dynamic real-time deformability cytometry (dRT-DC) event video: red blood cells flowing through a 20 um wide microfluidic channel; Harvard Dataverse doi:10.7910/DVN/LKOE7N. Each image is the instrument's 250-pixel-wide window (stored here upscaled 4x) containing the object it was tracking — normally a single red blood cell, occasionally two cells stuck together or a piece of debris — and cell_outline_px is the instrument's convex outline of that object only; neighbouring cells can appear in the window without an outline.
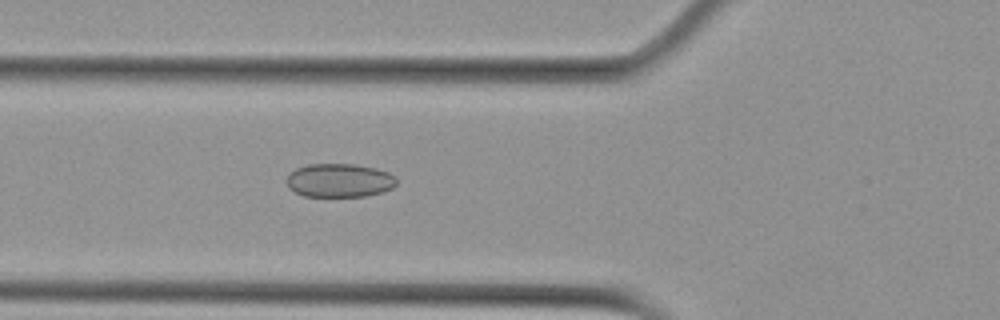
{"species": "Egyptian fruit bat (a non-hibernating species)", "species_latin": "Rousettus aegyptiacus", "temperature_condition": "cold", "stored_images_in_passage": 3, "camera_frame_rate_fps": 3000, "um_per_image_px": 0.085, "animal": {"sex": "female"}, "frame": {"image": 1, "passage_image": 3, "time_ms": 2.333, "image_size_px": [1000, 320], "cell_outline_px": [[396, 184], [392, 188], [380, 192], [364, 196], [304, 196], [288, 188], [284, 180], [288, 172], [296, 168], [308, 164], [356, 164], [376, 168], [388, 172], [396, 176]], "centroid_in_image_um": [28.8, 15.32], "position_along_channel_um": 97.0, "area_um2": 21.79}}